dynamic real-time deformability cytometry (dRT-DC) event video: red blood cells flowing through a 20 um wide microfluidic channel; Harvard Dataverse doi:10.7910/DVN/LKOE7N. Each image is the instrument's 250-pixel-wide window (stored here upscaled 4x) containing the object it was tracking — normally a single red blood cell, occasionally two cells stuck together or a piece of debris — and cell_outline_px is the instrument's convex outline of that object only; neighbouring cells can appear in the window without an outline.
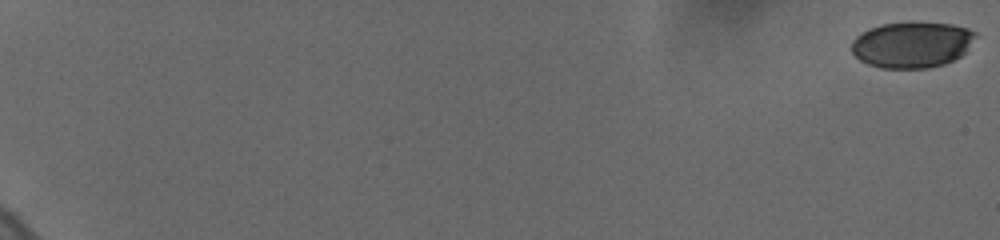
{"species": "human", "species_latin": "Homo sapiens", "temperature_condition": "cold", "stored_images_in_passage": 10, "camera_frame_rate_fps": 3000, "um_per_image_px": 0.085, "donor": {"sex": "female"}, "frame": {"image": 1, "passage_image": 1, "time_ms": 0.0, "image_size_px": [1000, 240], "cell_outline_px": [[980, 36], [960, 56], [944, 64], [928, 68], [880, 68], [868, 64], [860, 60], [852, 52], [852, 40], [856, 36], [868, 28], [880, 24], [912, 20], [952, 24], [968, 28], [976, 32]], "centroid_in_image_um": [77.54, 3.76], "position_along_channel_um": 7.5, "area_um2": 34.04}}
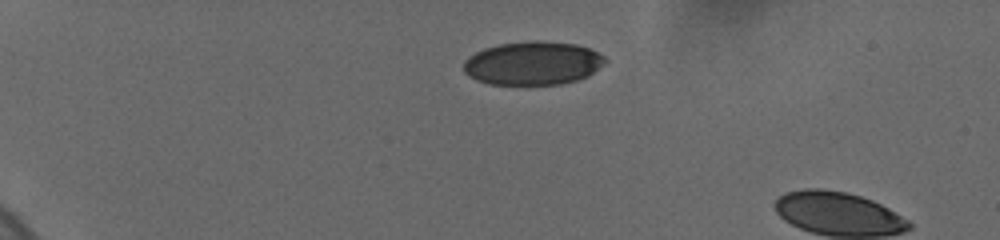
{"frame": {"image": 2, "passage_image": 8, "time_ms": 5.333, "image_size_px": [1000, 240], "cell_outline_px": [[608, 60], [604, 64], [588, 76], [576, 80], [560, 84], [488, 84], [476, 80], [468, 76], [464, 72], [464, 60], [468, 56], [484, 48], [500, 44], [532, 40], [536, 40], [576, 44], [588, 48], [604, 56]], "centroid_in_image_um": [45.28, 5.37], "position_along_channel_um": 39.7, "area_um2": 35.89}}